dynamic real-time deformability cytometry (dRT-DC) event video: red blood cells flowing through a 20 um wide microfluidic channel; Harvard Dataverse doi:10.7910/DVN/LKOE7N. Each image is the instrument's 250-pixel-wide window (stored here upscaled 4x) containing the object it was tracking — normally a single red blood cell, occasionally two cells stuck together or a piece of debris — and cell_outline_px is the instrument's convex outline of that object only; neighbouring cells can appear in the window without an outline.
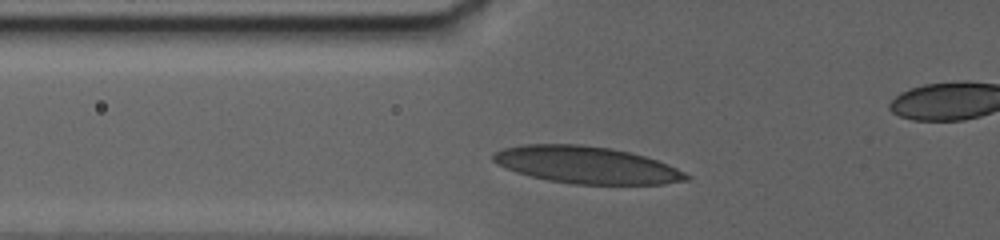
{"species": "human", "species_latin": "Homo sapiens", "temperature_condition": "warm", "stored_images_in_passage": 47, "camera_frame_rate_fps": 3000, "um_per_image_px": 0.085, "donor": {"sex": "female"}, "frame": {"image": 1, "passage_image": 3, "time_ms": 0.667, "image_size_px": [1000, 240], "cell_outline_px": [[692, 176], [688, 180], [664, 184], [572, 184], [548, 180], [516, 172], [496, 164], [492, 160], [492, 156], [496, 152], [504, 148], [524, 144], [580, 144], [612, 148], [644, 156], [668, 164]], "centroid_in_image_um": [49.85, 14.02], "position_along_channel_um": 75.9, "area_um2": 41.62}}
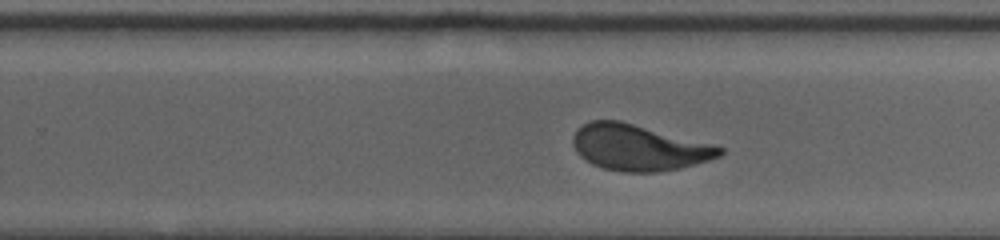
{"frame": {"image": 2, "passage_image": 30, "time_ms": 7.667, "image_size_px": [1000, 240], "cell_outline_px": [[724, 152], [720, 156], [708, 160], [680, 168], [656, 172], [620, 172], [600, 168], [592, 164], [580, 156], [576, 152], [572, 144], [572, 136], [584, 124], [592, 120], [620, 120], [712, 144], [724, 148]], "centroid_in_image_um": [54.26, 12.55], "position_along_channel_um": 275.5, "area_um2": 39.3}}
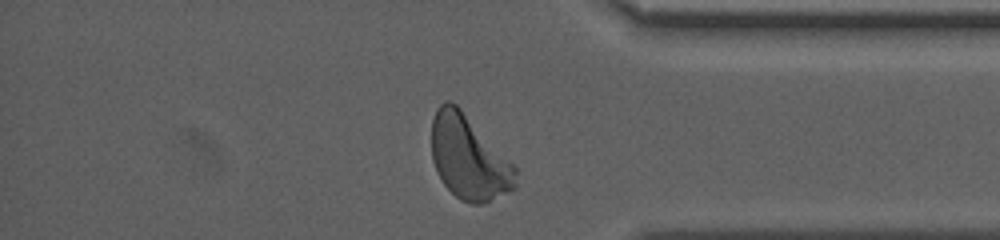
{"frame": {"image": 3, "passage_image": 45, "time_ms": 12.0, "image_size_px": [1000, 240], "cell_outline_px": [[516, 188], [480, 204], [472, 204], [460, 200], [444, 184], [436, 172], [432, 160], [432, 120], [436, 108], [444, 100], [448, 100], [456, 104], [460, 108], [516, 168]], "centroid_in_image_um": [39.81, 13.4], "position_along_channel_um": 395.4, "area_um2": 40.58}, "authors_computed_cell_mechanics": {"area_um2": 40.1132, "velocity_mm_per_s": 2.9173, "shape_relaxation_time_tau1_ms": 5.1901, "shape_relaxation_time_tau2_ms": null, "deformation_change_tau1": 0.1883, "deformation_change_tau2": null}}